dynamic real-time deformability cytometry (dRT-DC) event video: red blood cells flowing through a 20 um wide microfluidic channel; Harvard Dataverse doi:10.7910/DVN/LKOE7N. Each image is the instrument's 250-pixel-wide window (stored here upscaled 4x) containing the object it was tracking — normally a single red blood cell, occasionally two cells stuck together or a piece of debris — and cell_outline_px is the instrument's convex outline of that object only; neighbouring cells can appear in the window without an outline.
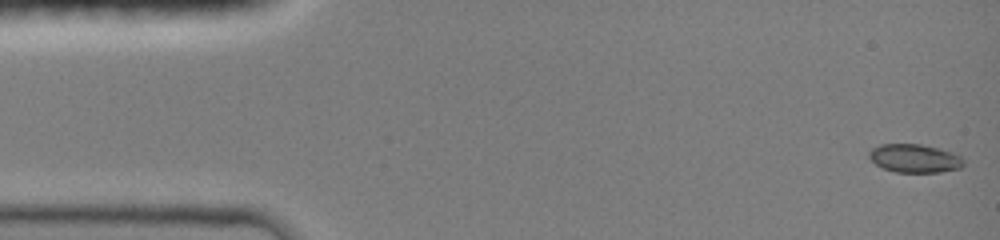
{"species": "common noctule bat (a hibernating species)", "species_latin": "Nyctalus noctula", "temperature_condition": "room temperature", "stored_images_in_passage": 5, "camera_frame_rate_fps": 3000, "um_per_image_px": 0.085, "animal": {"sex": "female", "body_mass_g": 19.0, "forearm_length_mm": 51.5}, "frame": {"image": 1, "passage_image": 1, "time_ms": 0.0, "image_size_px": [1000, 240], "cell_outline_px": [[964, 164], [960, 168], [940, 172], [896, 172], [884, 168], [876, 164], [868, 156], [868, 152], [872, 148], [880, 144], [920, 144], [936, 148], [960, 156], [964, 160]], "centroid_in_image_um": [77.71, 13.46], "position_along_channel_um": 7.3, "area_um2": 15.43}}
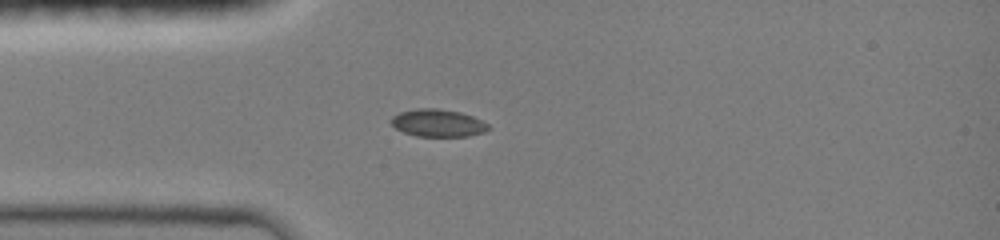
{"frame": {"image": 2, "passage_image": 5, "time_ms": 3.667, "image_size_px": [1000, 240], "cell_outline_px": [[488, 128], [484, 132], [468, 136], [416, 136], [404, 132], [396, 128], [392, 124], [392, 116], [400, 112], [420, 108], [436, 108], [460, 112], [472, 116], [488, 124]], "centroid_in_image_um": [37.21, 10.45], "position_along_channel_um": 47.8, "area_um2": 15.32}}